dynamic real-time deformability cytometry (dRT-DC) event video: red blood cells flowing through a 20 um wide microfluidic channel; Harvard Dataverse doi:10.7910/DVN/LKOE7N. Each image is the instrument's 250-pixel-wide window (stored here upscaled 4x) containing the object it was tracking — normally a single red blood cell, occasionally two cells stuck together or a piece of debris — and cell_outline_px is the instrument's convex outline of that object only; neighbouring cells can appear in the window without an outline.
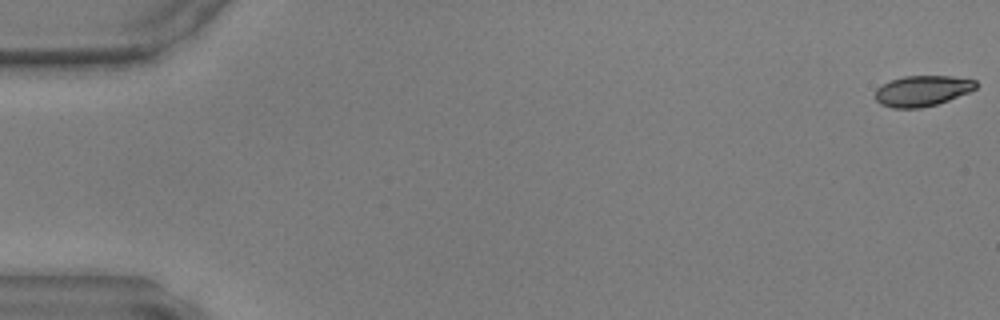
{"species": "common noctule bat (a hibernating species)", "species_latin": "Nyctalus noctula", "temperature_condition": "warm", "stored_images_in_passage": 47, "camera_frame_rate_fps": 3000, "um_per_image_px": 0.085, "animal": {"sex": "male", "body_mass_g": 17.9, "forearm_length_mm": 54.2}, "frame": {"image": 1, "passage_image": 1, "time_ms": 0.0, "image_size_px": [1000, 320], "cell_outline_px": [[980, 84], [976, 88], [968, 92], [948, 100], [936, 104], [920, 108], [892, 108], [880, 104], [876, 100], [876, 88], [892, 80], [904, 76], [952, 76], [976, 80]], "centroid_in_image_um": [78.41, 7.72], "position_along_channel_um": 6.6, "area_um2": 17.92}}
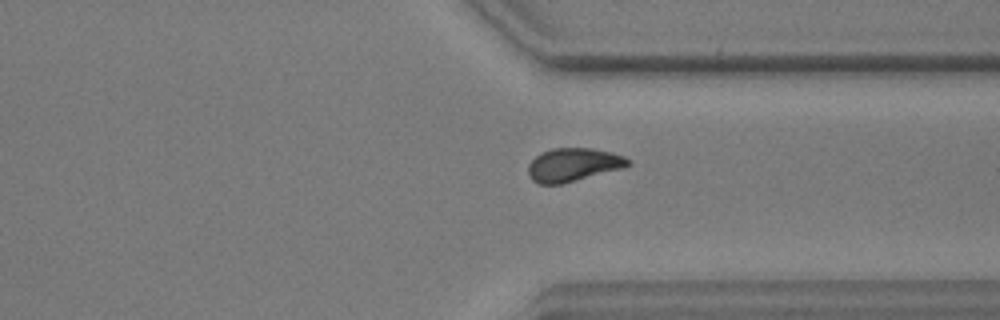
{"frame": {"image": 2, "passage_image": 37, "time_ms": 12.0, "image_size_px": [1000, 320], "cell_outline_px": [[632, 164], [624, 168], [560, 184], [536, 184], [528, 176], [528, 164], [540, 152], [552, 148], [592, 148], [612, 152], [624, 156], [632, 160]], "centroid_in_image_um": [48.73, 14.0], "position_along_channel_um": 362.7, "area_um2": 19.65}}
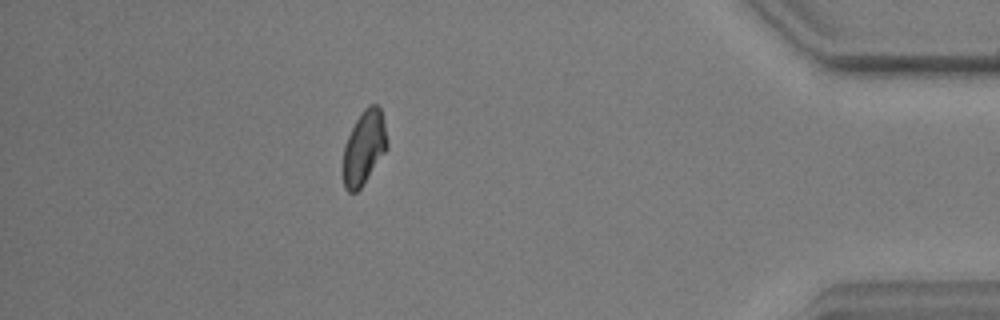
{"frame": {"image": 3, "passage_image": 43, "time_ms": 14.0, "image_size_px": [1000, 320], "cell_outline_px": [[388, 148], [360, 188], [356, 192], [348, 192], [344, 188], [344, 144], [356, 120], [364, 108], [368, 104], [376, 104], [380, 108], [388, 140]], "centroid_in_image_um": [30.96, 12.53], "position_along_channel_um": 404.2, "area_um2": 18.73}}